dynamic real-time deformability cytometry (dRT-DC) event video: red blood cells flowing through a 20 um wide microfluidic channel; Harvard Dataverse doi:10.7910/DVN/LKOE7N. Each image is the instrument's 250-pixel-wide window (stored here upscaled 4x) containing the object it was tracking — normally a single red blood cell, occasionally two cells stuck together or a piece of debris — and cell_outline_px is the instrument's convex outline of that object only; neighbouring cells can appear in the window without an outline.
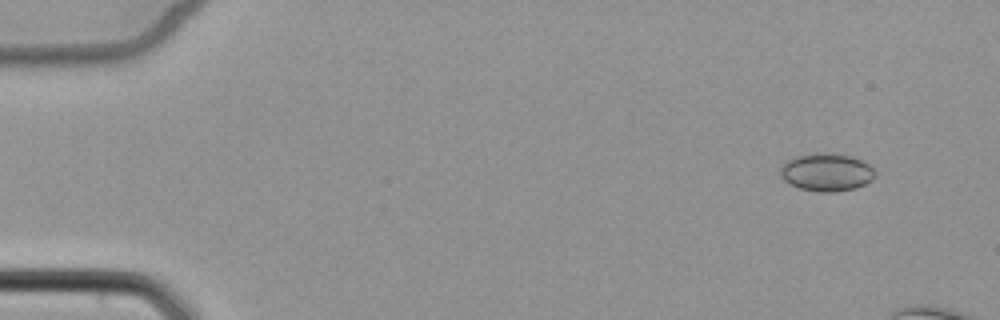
{"species": "common noctule bat (a hibernating species)", "species_latin": "Nyctalus noctula", "temperature_condition": "cold", "stored_images_in_passage": 4, "camera_frame_rate_fps": 3000, "um_per_image_px": 0.085, "animal": {"sex": "female", "body_mass_g": 22.7, "forearm_length_mm": 54.2}, "frame": {"image": 1, "passage_image": 1, "time_ms": 0.0, "image_size_px": [1000, 320], "cell_outline_px": [[876, 172], [872, 180], [856, 188], [832, 192], [820, 192], [800, 188], [784, 180], [780, 176], [780, 168], [784, 160], [796, 156], [816, 152], [824, 152], [852, 156], [868, 164]], "centroid_in_image_um": [70.23, 14.62], "position_along_channel_um": 14.8, "area_um2": 20.98}}